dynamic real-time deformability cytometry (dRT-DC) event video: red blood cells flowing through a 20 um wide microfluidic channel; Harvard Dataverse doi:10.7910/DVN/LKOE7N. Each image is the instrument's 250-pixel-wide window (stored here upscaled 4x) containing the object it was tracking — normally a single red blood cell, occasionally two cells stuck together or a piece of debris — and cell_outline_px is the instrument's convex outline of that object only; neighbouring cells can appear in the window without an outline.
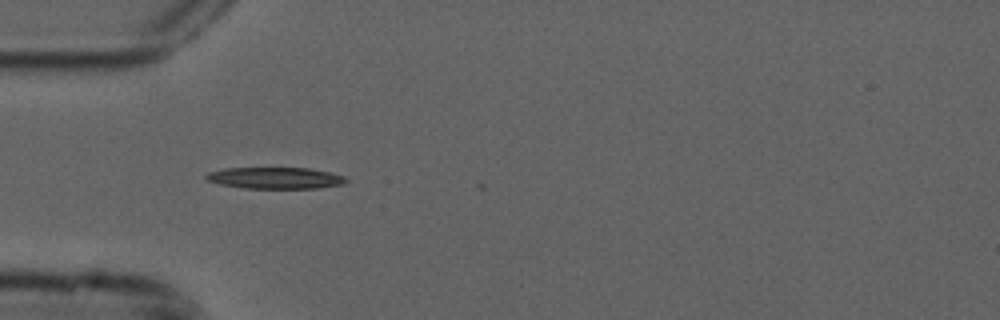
{"species": "common noctule bat (a hibernating species)", "species_latin": "Nyctalus noctula", "temperature_condition": "cold", "stored_images_in_passage": 4, "camera_frame_rate_fps": 3000, "um_per_image_px": 0.085, "animal": {"sex": "male", "forearm_length_mm": 52.5}, "frame": {"image": 1, "passage_image": 4, "time_ms": 1.0, "image_size_px": [1000, 320], "cell_outline_px": [[348, 180], [344, 184], [316, 188], [244, 188], [220, 184], [208, 180], [204, 176], [208, 172], [224, 168], [308, 168], [328, 172], [344, 176]], "centroid_in_image_um": [23.39, 15.13], "position_along_channel_um": 61.6, "area_um2": 17.4}}